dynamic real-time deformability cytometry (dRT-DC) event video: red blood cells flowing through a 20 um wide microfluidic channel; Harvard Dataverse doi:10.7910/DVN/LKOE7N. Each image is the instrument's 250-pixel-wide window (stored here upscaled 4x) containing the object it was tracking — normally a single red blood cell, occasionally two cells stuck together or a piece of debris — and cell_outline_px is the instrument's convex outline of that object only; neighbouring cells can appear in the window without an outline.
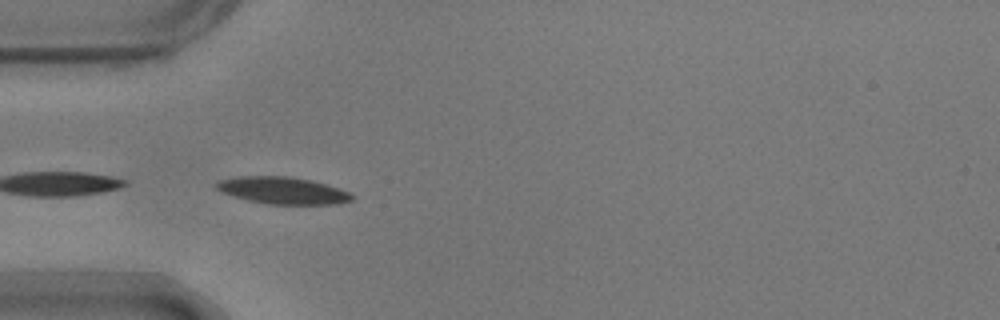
{"species": "common noctule bat (a hibernating species)", "species_latin": "Nyctalus noctula", "temperature_condition": "warm", "stored_images_in_passage": 19, "camera_frame_rate_fps": 3000, "um_per_image_px": 0.085, "animal": {"sex": "male", "body_mass_g": 17.9}, "frame": {"image": 1, "passage_image": 11, "time_ms": 3.333, "image_size_px": [1000, 320], "cell_outline_px": [[352, 200], [336, 204], [268, 204], [248, 200], [224, 192], [216, 188], [216, 184], [220, 180], [240, 176], [288, 176], [312, 180], [348, 192], [352, 196]], "centroid_in_image_um": [24.03, 16.19], "position_along_channel_um": 61.0, "area_um2": 20.87}}